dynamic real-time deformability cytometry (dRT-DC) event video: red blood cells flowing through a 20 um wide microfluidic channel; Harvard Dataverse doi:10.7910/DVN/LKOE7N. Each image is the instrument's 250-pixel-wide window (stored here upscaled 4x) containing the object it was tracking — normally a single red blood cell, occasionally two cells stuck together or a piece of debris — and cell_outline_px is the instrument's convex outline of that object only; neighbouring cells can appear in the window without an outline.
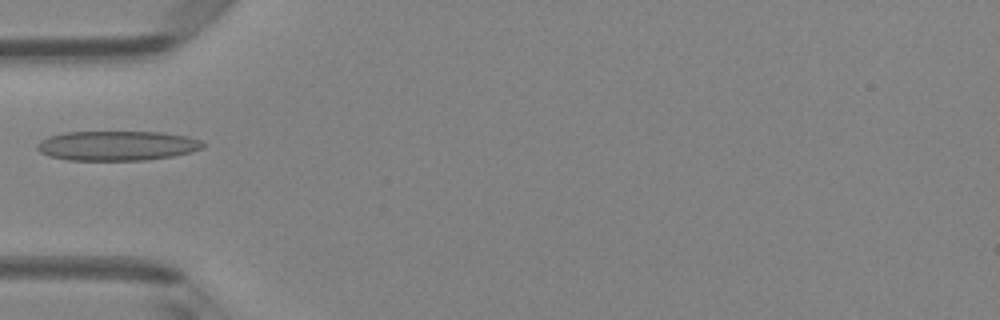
{"species": "Egyptian fruit bat (a non-hibernating species)", "species_latin": "Rousettus aegyptiacus", "temperature_condition": "room temperature", "stored_images_in_passage": 1, "camera_frame_rate_fps": 3000, "um_per_image_px": 0.085, "animal": {"sex": "female"}, "frame": {"image": 1, "passage_image": 1, "time_ms": 0.0, "image_size_px": [1000, 320], "cell_outline_px": [[204, 148], [172, 156], [144, 160], [68, 160], [48, 156], [40, 152], [36, 148], [36, 144], [40, 140], [48, 136], [64, 132], [160, 132], [188, 136], [200, 140], [204, 144]], "centroid_in_image_um": [9.91, 12.38], "position_along_channel_um": 75.1, "area_um2": 28.73}}